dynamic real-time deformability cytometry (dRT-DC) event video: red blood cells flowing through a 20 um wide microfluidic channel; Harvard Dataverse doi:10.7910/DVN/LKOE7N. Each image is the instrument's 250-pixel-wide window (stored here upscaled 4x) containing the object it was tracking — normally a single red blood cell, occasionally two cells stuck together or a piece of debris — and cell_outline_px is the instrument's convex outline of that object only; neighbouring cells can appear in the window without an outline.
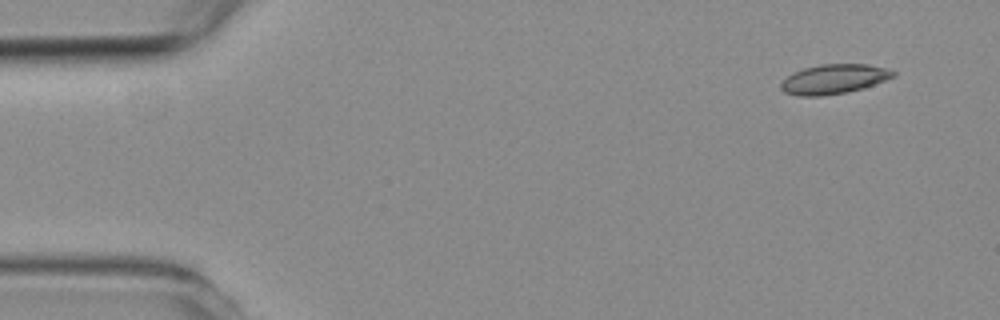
{"species": "common noctule bat (a hibernating species)", "species_latin": "Nyctalus noctula", "temperature_condition": "room temperature", "stored_images_in_passage": 5, "camera_frame_rate_fps": 3000, "um_per_image_px": 0.085, "animal": {"sex": "female", "body_mass_g": 19.3, "forearm_length_mm": 54.1}, "frame": {"image": 1, "passage_image": 1, "time_ms": 0.0, "image_size_px": [1000, 320], "cell_outline_px": [[896, 76], [848, 92], [820, 96], [800, 96], [784, 92], [780, 88], [780, 84], [792, 72], [804, 68], [820, 64], [868, 64], [888, 68], [896, 72]], "centroid_in_image_um": [70.87, 6.71], "position_along_channel_um": 14.1, "area_um2": 19.25}}
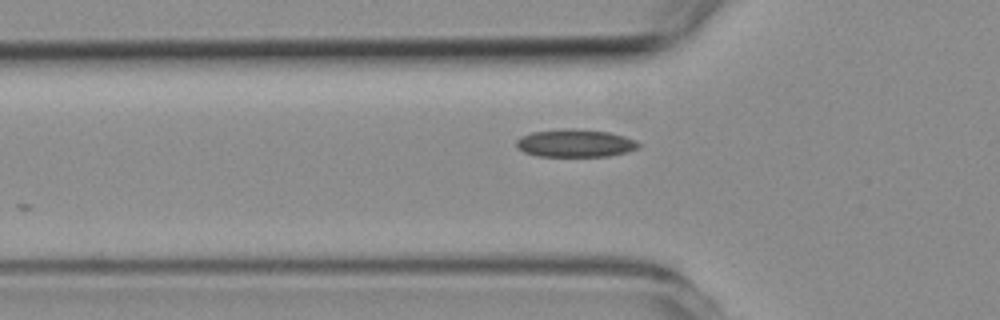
{"frame": {"image": 2, "passage_image": 4, "time_ms": 4.333, "image_size_px": [1000, 320], "cell_outline_px": [[640, 148], [628, 152], [608, 156], [536, 156], [524, 152], [516, 144], [516, 140], [532, 132], [564, 128], [572, 128], [608, 132], [624, 136], [636, 140], [640, 144]], "centroid_in_image_um": [48.94, 12.17], "position_along_channel_um": 76.9, "area_um2": 19.77}}
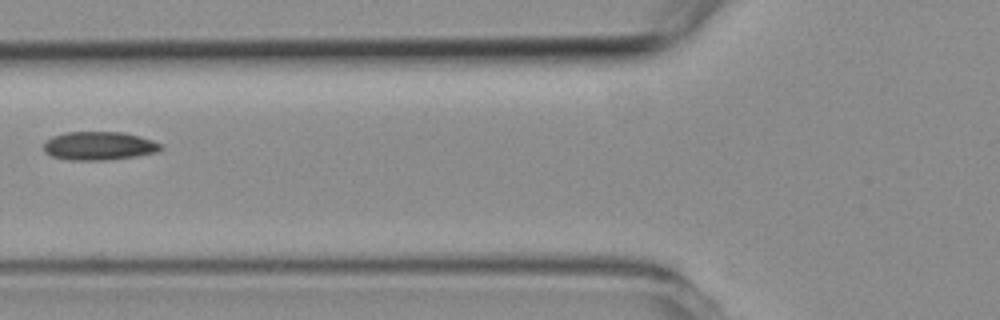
{"frame": {"image": 3, "passage_image": 5, "time_ms": 5.333, "image_size_px": [1000, 320], "cell_outline_px": [[160, 148], [156, 152], [136, 156], [104, 160], [68, 160], [52, 156], [44, 152], [44, 144], [52, 136], [68, 132], [124, 132], [140, 136], [160, 144]], "centroid_in_image_um": [8.38, 12.4], "position_along_channel_um": 117.4, "area_um2": 19.19}}